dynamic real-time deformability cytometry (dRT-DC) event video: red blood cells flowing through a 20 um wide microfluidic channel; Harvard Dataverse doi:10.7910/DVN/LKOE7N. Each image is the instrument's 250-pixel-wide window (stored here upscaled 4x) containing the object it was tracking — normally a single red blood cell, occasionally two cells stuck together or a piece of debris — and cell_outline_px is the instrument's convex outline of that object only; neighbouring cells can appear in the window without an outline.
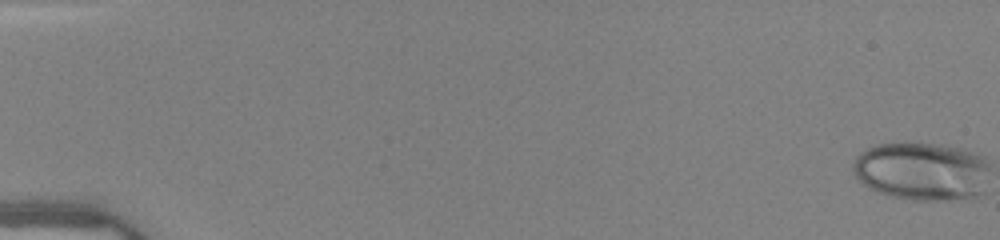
{"species": "human", "species_latin": "Homo sapiens", "temperature_condition": "warm", "stored_images_in_passage": 51, "camera_frame_rate_fps": 3000, "um_per_image_px": 0.085, "donor": {"sex": "female"}, "frame": {"image": 1, "passage_image": 1, "time_ms": 0.0, "image_size_px": [1000, 240], "cell_outline_px": [[964, 160], [952, 192], [948, 196], [924, 196], [896, 192], [880, 188], [872, 184], [860, 172], [856, 164], [868, 152], [876, 148], [892, 144], [912, 144], [932, 148], [948, 152]], "centroid_in_image_um": [77.49, 14.42], "position_along_channel_um": 7.5, "area_um2": 30.58}}
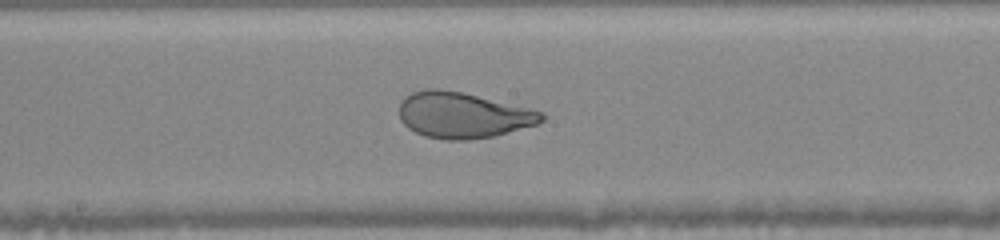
{"frame": {"image": 2, "passage_image": 29, "time_ms": 9.333, "image_size_px": [1000, 240], "cell_outline_px": [[544, 116], [536, 124], [488, 136], [428, 136], [416, 132], [400, 116], [400, 104], [408, 96], [416, 92], [460, 92], [540, 112]], "centroid_in_image_um": [39.36, 9.77], "position_along_channel_um": 208.8, "area_um2": 34.22}}
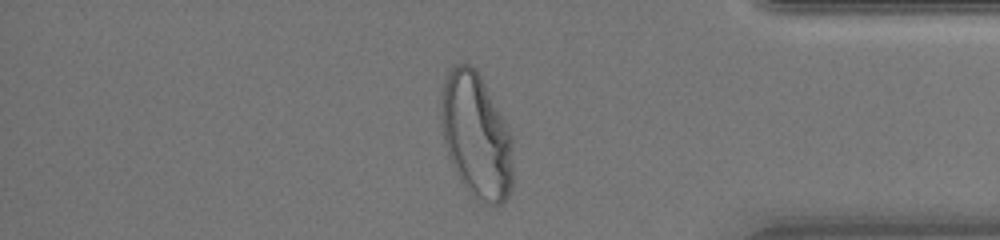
{"frame": {"image": 3, "passage_image": 44, "time_ms": 14.333, "image_size_px": [1000, 240], "cell_outline_px": [[508, 188], [504, 196], [500, 200], [496, 200], [472, 184], [464, 176], [456, 160], [452, 148], [448, 132], [444, 104], [444, 100], [448, 80], [452, 72], [456, 68], [472, 68], [476, 72], [508, 140]], "centroid_in_image_um": [40.49, 11.37], "position_along_channel_um": 394.7, "area_um2": 41.15}}